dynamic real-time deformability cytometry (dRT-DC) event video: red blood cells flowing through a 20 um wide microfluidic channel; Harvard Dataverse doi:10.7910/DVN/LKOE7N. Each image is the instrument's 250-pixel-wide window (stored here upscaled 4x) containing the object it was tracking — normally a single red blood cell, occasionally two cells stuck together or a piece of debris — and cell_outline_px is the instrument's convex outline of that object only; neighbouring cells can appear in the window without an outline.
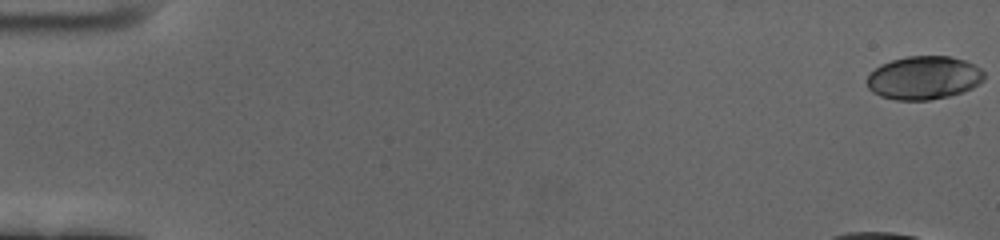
{"species": "human", "species_latin": "Homo sapiens", "temperature_condition": "cold", "stored_images_in_passage": 6, "camera_frame_rate_fps": 3000, "um_per_image_px": 0.085, "donor": {"sex": "female"}, "frame": {"image": 1, "passage_image": 1, "time_ms": 0.0, "image_size_px": [1000, 240], "cell_outline_px": [[984, 80], [972, 88], [948, 96], [928, 100], [896, 100], [880, 96], [872, 92], [868, 88], [868, 72], [880, 64], [892, 60], [908, 56], [948, 56], [964, 60], [980, 68], [984, 72]], "centroid_in_image_um": [78.49, 6.61], "position_along_channel_um": 6.5, "area_um2": 29.59}}